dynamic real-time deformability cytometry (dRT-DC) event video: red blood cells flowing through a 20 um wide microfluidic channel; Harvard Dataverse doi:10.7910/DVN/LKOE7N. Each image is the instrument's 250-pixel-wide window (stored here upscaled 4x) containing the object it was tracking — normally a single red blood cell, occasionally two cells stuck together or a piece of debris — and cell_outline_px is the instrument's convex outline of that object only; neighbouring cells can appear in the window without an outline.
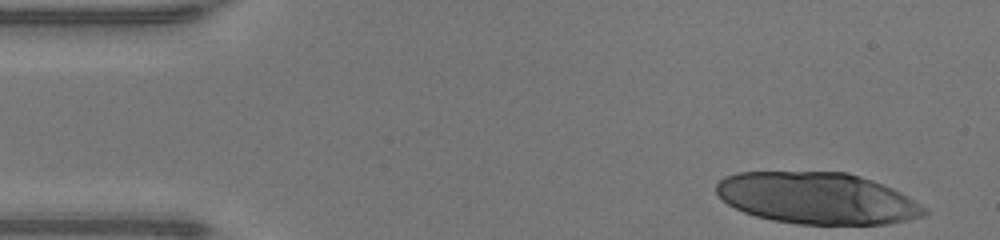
{"species": "human", "species_latin": "Homo sapiens", "temperature_condition": "warm", "stored_images_in_passage": 46, "camera_frame_rate_fps": 3000, "um_per_image_px": 0.085, "donor": {"sex": "male"}, "frame": {"image": 1, "passage_image": 1, "time_ms": 0.0, "image_size_px": [1000, 240], "cell_outline_px": [[928, 212], [924, 216], [908, 220], [888, 224], [796, 224], [772, 220], [756, 216], [744, 212], [728, 204], [716, 192], [716, 184], [724, 176], [736, 172], [848, 172], [872, 180], [892, 188], [900, 192], [920, 204]], "centroid_in_image_um": [69.45, 16.85], "position_along_channel_um": 15.5, "area_um2": 62.42}}
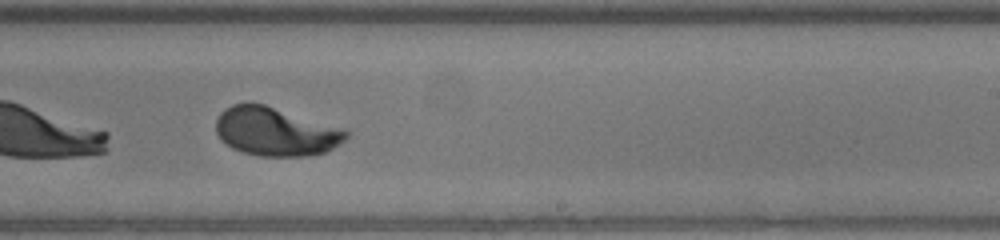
{"frame": {"image": 2, "passage_image": 27, "time_ms": 8.667, "image_size_px": [1000, 240], "cell_outline_px": [[352, 132], [340, 144], [324, 152], [308, 156], [260, 156], [244, 152], [232, 148], [220, 140], [216, 132], [216, 120], [220, 112], [224, 108], [232, 104], [248, 100], [264, 104], [348, 128]], "centroid_in_image_um": [23.45, 11.15], "position_along_channel_um": 265.6, "area_um2": 37.8}}
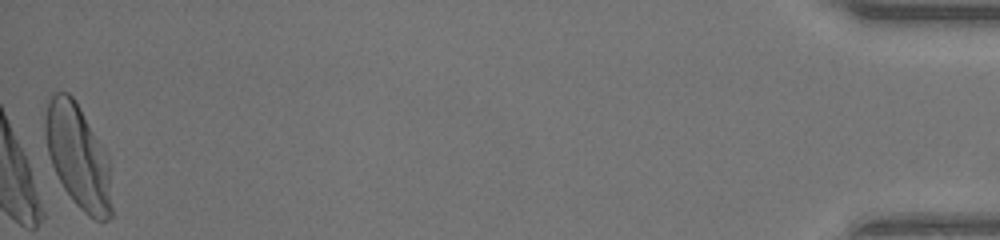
{"frame": {"image": 3, "passage_image": 46, "time_ms": 15.0, "image_size_px": [1000, 240], "cell_outline_px": [[112, 216], [108, 220], [96, 220], [88, 216], [72, 200], [64, 188], [52, 164], [48, 152], [44, 136], [44, 116], [48, 96], [52, 92], [68, 92], [76, 100], [104, 148], [108, 156], [112, 208]], "centroid_in_image_um": [6.62, 13.25], "position_along_channel_um": 428.6, "area_um2": 40.52}}